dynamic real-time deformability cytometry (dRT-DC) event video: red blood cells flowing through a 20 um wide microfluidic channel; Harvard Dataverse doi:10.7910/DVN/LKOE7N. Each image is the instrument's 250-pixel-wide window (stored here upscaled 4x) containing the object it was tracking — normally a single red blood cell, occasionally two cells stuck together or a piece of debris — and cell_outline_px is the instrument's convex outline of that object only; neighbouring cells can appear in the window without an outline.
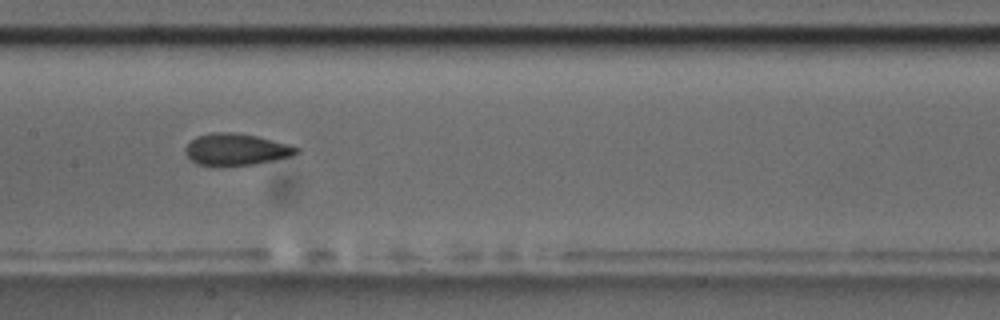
{"species": "common noctule bat (a hibernating species)", "species_latin": "Nyctalus noctula", "temperature_condition": "room temperature", "stored_images_in_passage": 14, "camera_frame_rate_fps": 3000, "um_per_image_px": 0.085, "animal": {"sex": "male", "body_mass_g": 17.5, "forearm_length_mm": 52.3}, "frame": {"image": 1, "passage_image": 7, "time_ms": 7.667, "image_size_px": [1000, 320], "cell_outline_px": [[300, 152], [292, 156], [256, 164], [220, 168], [212, 168], [196, 164], [184, 152], [184, 148], [196, 136], [212, 132], [232, 132], [256, 136], [288, 144], [300, 148]], "centroid_in_image_um": [20.04, 12.74], "position_along_channel_um": 187.4, "area_um2": 21.15}}
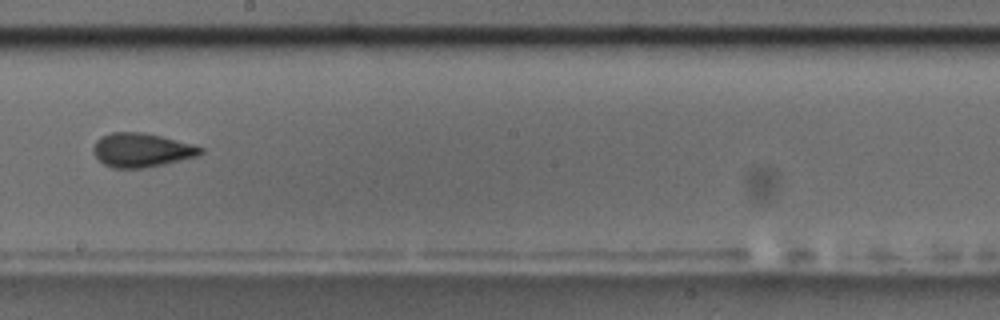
{"frame": {"image": 2, "passage_image": 8, "time_ms": 9.0, "image_size_px": [1000, 320], "cell_outline_px": [[204, 152], [196, 156], [164, 164], [144, 168], [112, 168], [104, 164], [92, 152], [92, 148], [96, 140], [100, 136], [112, 132], [144, 132], [192, 144], [204, 148]], "centroid_in_image_um": [12.0, 12.75], "position_along_channel_um": 236.2, "area_um2": 21.21}, "authors_computed_cell_mechanics": {"area_um2": 21.1837, "velocity_mm_per_s": 3.685, "shape_relaxation_time_tau1_ms": 5.3398, "shape_relaxation_time_tau2_ms": 1.8453, "deformation_change_tau1": 0.1418, "deformation_change_tau2": 0.0731}}